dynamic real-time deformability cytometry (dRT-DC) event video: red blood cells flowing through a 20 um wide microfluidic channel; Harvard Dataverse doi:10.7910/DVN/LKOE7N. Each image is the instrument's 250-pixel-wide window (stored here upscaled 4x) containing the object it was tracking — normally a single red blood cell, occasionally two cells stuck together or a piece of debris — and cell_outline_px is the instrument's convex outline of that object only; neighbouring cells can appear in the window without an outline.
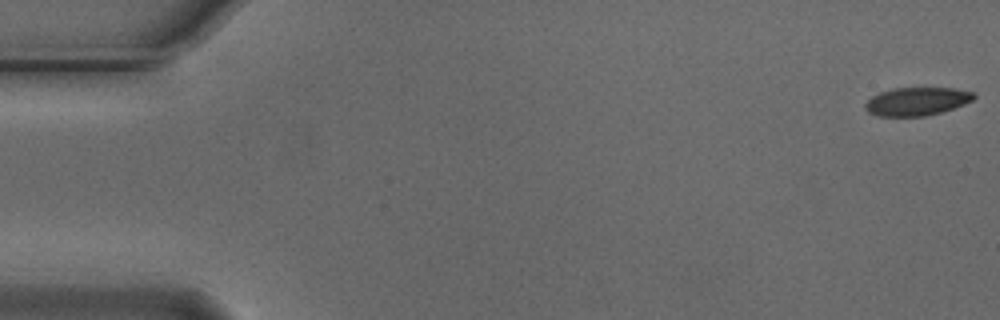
{"species": "Egyptian fruit bat (a non-hibernating species)", "species_latin": "Rousettus aegyptiacus", "temperature_condition": "cold", "stored_images_in_passage": 9, "camera_frame_rate_fps": 3000, "um_per_image_px": 0.085, "animal": {"sex": "male"}, "frame": {"image": 1, "passage_image": 1, "time_ms": 0.0, "image_size_px": [1000, 320], "cell_outline_px": [[976, 96], [972, 100], [964, 104], [928, 116], [880, 116], [868, 112], [864, 108], [864, 104], [872, 96], [880, 92], [892, 88], [956, 88], [976, 92]], "centroid_in_image_um": [77.94, 8.61], "position_along_channel_um": 7.1, "area_um2": 17.92}}